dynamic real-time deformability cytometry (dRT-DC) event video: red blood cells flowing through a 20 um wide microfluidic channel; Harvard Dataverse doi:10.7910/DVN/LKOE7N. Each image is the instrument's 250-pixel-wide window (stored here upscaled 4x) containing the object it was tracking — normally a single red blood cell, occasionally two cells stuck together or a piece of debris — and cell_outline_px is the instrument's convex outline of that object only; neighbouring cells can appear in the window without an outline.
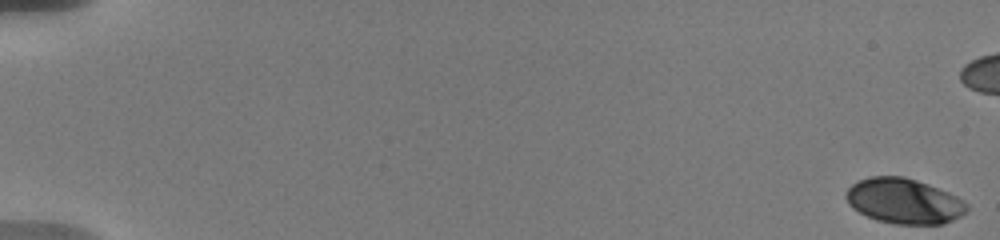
{"species": "human", "species_latin": "Homo sapiens", "temperature_condition": "warm", "stored_images_in_passage": 76, "camera_frame_rate_fps": 3000, "um_per_image_px": 0.085, "donor": {"sex": "male"}, "frame": {"image": 1, "passage_image": 1, "time_ms": 0.0, "image_size_px": [1000, 240], "cell_outline_px": [[968, 208], [960, 216], [944, 224], [896, 224], [876, 220], [852, 208], [848, 204], [844, 196], [848, 188], [852, 184], [868, 176], [904, 176], [928, 184], [948, 192], [964, 200], [968, 204]], "centroid_in_image_um": [76.82, 17.09], "position_along_channel_um": 8.2, "area_um2": 31.91}}
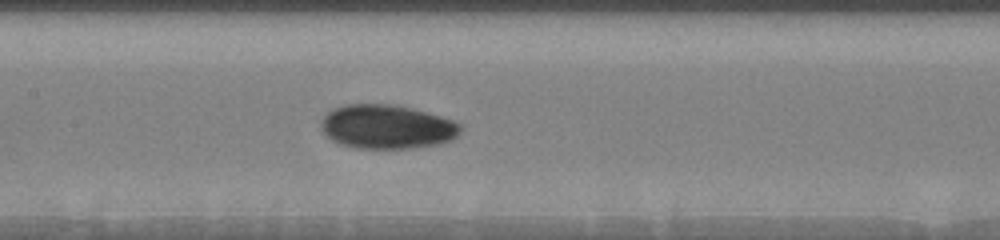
{"frame": {"image": 2, "passage_image": 47, "time_ms": 9.667, "image_size_px": [1000, 240], "cell_outline_px": [[460, 136], [452, 140], [440, 144], [412, 148], [356, 148], [340, 144], [332, 140], [320, 128], [320, 124], [324, 116], [332, 108], [344, 104], [396, 104], [412, 108], [440, 116], [452, 120], [460, 124]], "centroid_in_image_um": [32.89, 10.77], "position_along_channel_um": 174.5, "area_um2": 36.01}}
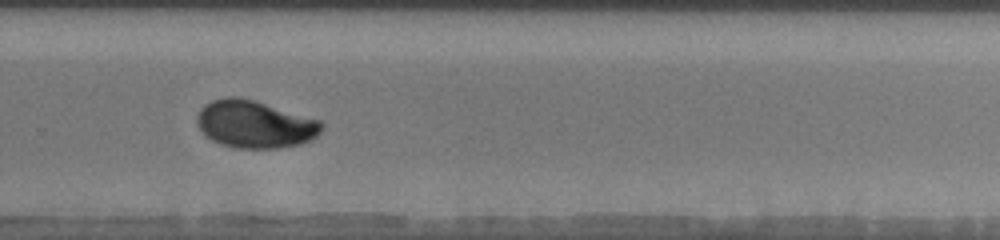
{"frame": {"image": 3, "passage_image": 69, "time_ms": 13.333, "image_size_px": [1000, 240], "cell_outline_px": [[324, 124], [320, 132], [316, 136], [300, 144], [280, 148], [236, 148], [220, 144], [212, 140], [196, 124], [196, 116], [200, 108], [204, 104], [212, 100], [228, 96], [236, 96], [256, 100], [320, 120]], "centroid_in_image_um": [21.64, 10.54], "position_along_channel_um": 308.2, "area_um2": 34.62}}